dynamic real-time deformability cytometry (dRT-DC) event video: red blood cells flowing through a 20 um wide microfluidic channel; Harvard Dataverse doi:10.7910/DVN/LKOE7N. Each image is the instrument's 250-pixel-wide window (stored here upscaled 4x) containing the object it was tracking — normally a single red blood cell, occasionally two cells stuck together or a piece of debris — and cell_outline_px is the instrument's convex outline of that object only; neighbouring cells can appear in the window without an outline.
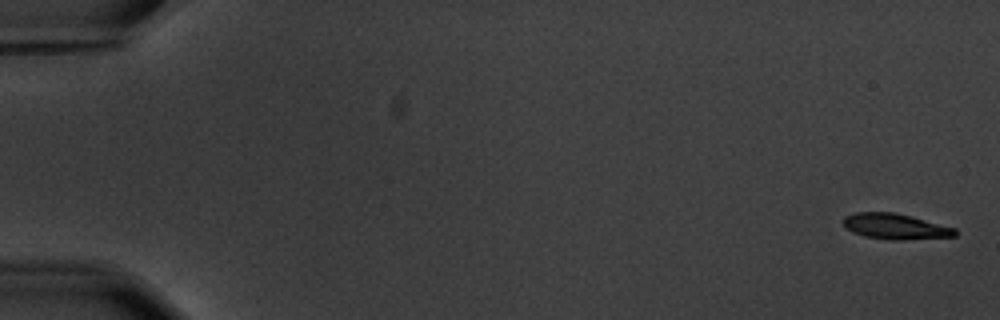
{"species": "common noctule bat (a hibernating species)", "species_latin": "Nyctalus noctula", "temperature_condition": "warm", "stored_images_in_passage": 6, "camera_frame_rate_fps": 3000, "um_per_image_px": 0.085, "animal": {"sex": "male", "body_mass_g": 20.1, "forearm_length_mm": 53.5}, "frame": {"image": 1, "passage_image": 1, "time_ms": 0.0, "image_size_px": [1000, 320], "cell_outline_px": [[956, 236], [900, 240], [888, 240], [864, 236], [852, 232], [844, 228], [844, 216], [856, 212], [896, 212], [912, 216], [956, 228]], "centroid_in_image_um": [76.08, 19.24], "position_along_channel_um": 8.9, "area_um2": 16.82}}
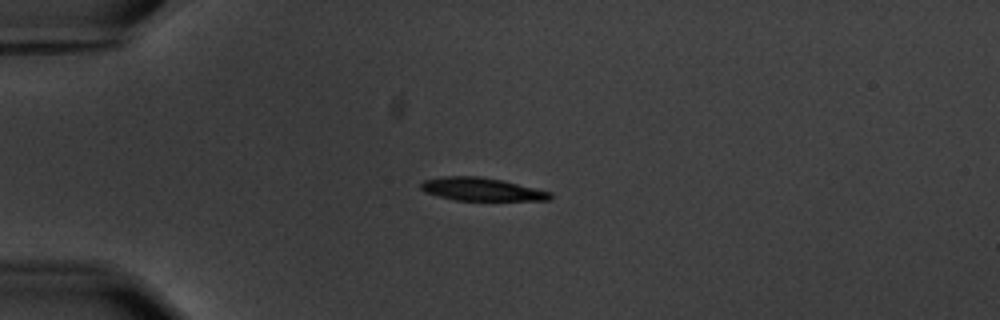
{"frame": {"image": 2, "passage_image": 5, "time_ms": 4.667, "image_size_px": [1000, 320], "cell_outline_px": [[552, 196], [548, 200], [456, 200], [424, 192], [420, 188], [420, 184], [424, 180], [444, 176], [476, 176], [500, 180], [552, 192]], "centroid_in_image_um": [40.9, 16.09], "position_along_channel_um": 44.1, "area_um2": 17.05}}